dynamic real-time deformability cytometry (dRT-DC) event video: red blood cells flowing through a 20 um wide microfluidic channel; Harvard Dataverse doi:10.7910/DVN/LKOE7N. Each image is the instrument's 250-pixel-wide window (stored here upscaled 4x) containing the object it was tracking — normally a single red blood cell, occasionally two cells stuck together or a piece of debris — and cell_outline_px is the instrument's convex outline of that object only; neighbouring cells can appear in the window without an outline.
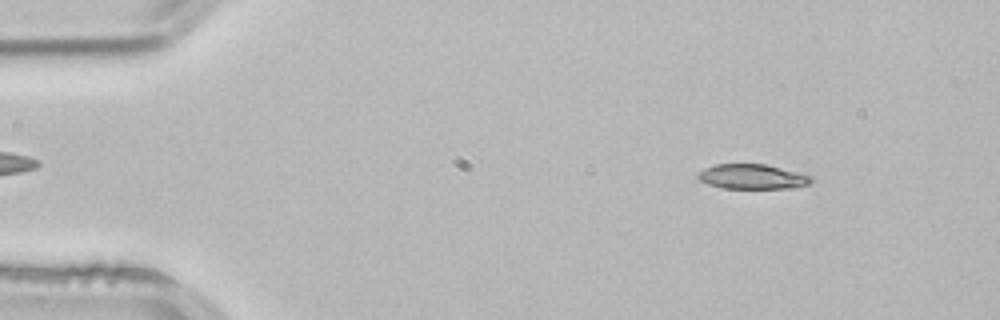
{"species": "common noctule bat (a hibernating species)", "species_latin": "Nyctalus noctula", "temperature_condition": "room temperature", "stored_images_in_passage": 2, "camera_frame_rate_fps": 3000, "um_per_image_px": 0.085, "animal": {"sex": "male", "body_mass_g": 21.5, "forearm_length_mm": 52.0}, "frame": {"image": 1, "passage_image": 1, "time_ms": 0.0, "image_size_px": [1000, 320], "cell_outline_px": [[812, 180], [808, 184], [796, 188], [720, 188], [708, 184], [700, 180], [696, 176], [696, 172], [704, 168], [716, 164], [764, 164], [812, 176]], "centroid_in_image_um": [63.89, 15.02], "position_along_channel_um": 21.1, "area_um2": 16.36}}